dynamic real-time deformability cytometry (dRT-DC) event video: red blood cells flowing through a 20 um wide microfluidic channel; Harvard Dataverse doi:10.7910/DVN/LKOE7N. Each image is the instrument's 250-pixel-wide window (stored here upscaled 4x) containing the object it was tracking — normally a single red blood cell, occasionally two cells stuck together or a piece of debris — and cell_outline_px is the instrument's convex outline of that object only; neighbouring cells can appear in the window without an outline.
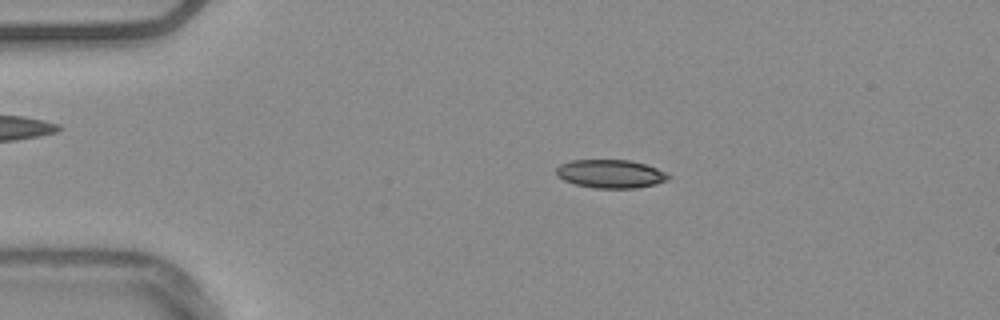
{"species": "common noctule bat (a hibernating species)", "species_latin": "Nyctalus noctula", "temperature_condition": "warm", "stored_images_in_passage": 47, "camera_frame_rate_fps": 3000, "um_per_image_px": 0.085, "animal": {"sex": "male", "body_mass_g": 20.4}, "frame": {"image": 1, "passage_image": 4, "time_ms": 1.0, "image_size_px": [1000, 320], "cell_outline_px": [[668, 180], [656, 184], [632, 188], [596, 188], [576, 184], [564, 180], [556, 176], [556, 168], [560, 164], [572, 160], [628, 160], [644, 164], [656, 168], [664, 172], [668, 176]], "centroid_in_image_um": [51.85, 14.77], "position_along_channel_um": 33.1, "area_um2": 18.32}}
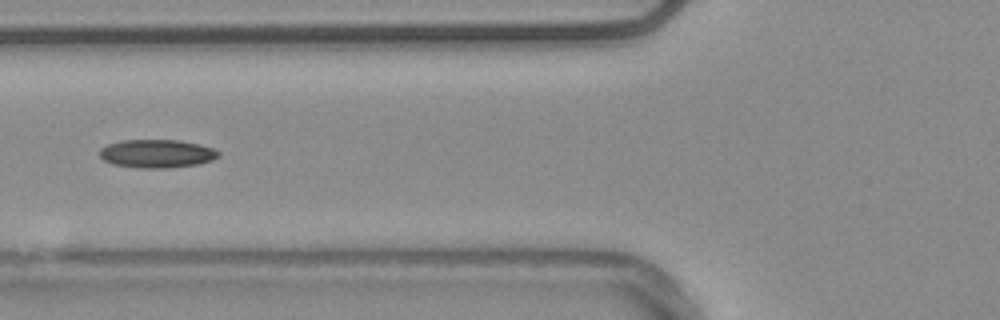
{"frame": {"image": 2, "passage_image": 14, "time_ms": 4.333, "image_size_px": [1000, 320], "cell_outline_px": [[220, 156], [212, 160], [196, 164], [168, 168], [140, 168], [112, 164], [104, 160], [100, 156], [100, 148], [108, 144], [120, 140], [180, 140], [200, 144], [212, 148], [220, 152]], "centroid_in_image_um": [13.33, 13.05], "position_along_channel_um": 112.5, "area_um2": 19.65}}
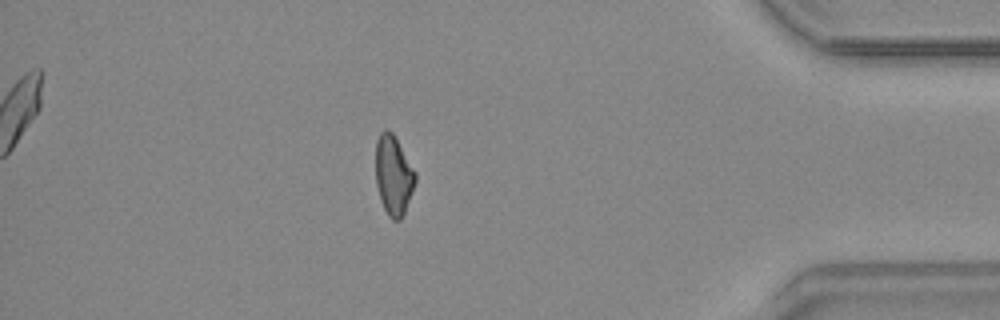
{"frame": {"image": 3, "passage_image": 40, "time_ms": 13.0, "image_size_px": [1000, 320], "cell_outline_px": [[416, 180], [412, 192], [404, 212], [400, 220], [392, 220], [388, 216], [380, 200], [376, 184], [376, 140], [380, 132], [384, 128], [388, 128], [392, 132], [416, 172]], "centroid_in_image_um": [33.43, 14.88], "position_along_channel_um": 401.8, "area_um2": 18.38}, "authors_computed_cell_mechanics": {"area_um2": 18.6694, "velocity_mm_per_s": 3.774, "shape_relaxation_time_tau1_ms": null, "shape_relaxation_time_tau2_ms": 10.8326, "deformation_change_tau1": null, "deformation_change_tau2": 0.1882}}